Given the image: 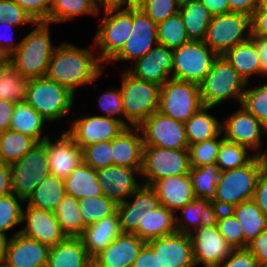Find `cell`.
I'll list each match as a JSON object with an SVG mask.
<instances>
[{
    "label": "cell",
    "mask_w": 267,
    "mask_h": 267,
    "mask_svg": "<svg viewBox=\"0 0 267 267\" xmlns=\"http://www.w3.org/2000/svg\"><path fill=\"white\" fill-rule=\"evenodd\" d=\"M101 65L91 50L65 42L55 48L46 77L76 94V87L86 86L102 75Z\"/></svg>",
    "instance_id": "6da1fadb"
},
{
    "label": "cell",
    "mask_w": 267,
    "mask_h": 267,
    "mask_svg": "<svg viewBox=\"0 0 267 267\" xmlns=\"http://www.w3.org/2000/svg\"><path fill=\"white\" fill-rule=\"evenodd\" d=\"M50 23L36 22L35 28L20 41L19 48L7 58L19 73L32 79L46 76L56 48L51 43Z\"/></svg>",
    "instance_id": "7a4b0ae2"
},
{
    "label": "cell",
    "mask_w": 267,
    "mask_h": 267,
    "mask_svg": "<svg viewBox=\"0 0 267 267\" xmlns=\"http://www.w3.org/2000/svg\"><path fill=\"white\" fill-rule=\"evenodd\" d=\"M261 156L255 157L245 166L220 172L214 210H231L241 202L251 200L260 172L265 168Z\"/></svg>",
    "instance_id": "3957f363"
},
{
    "label": "cell",
    "mask_w": 267,
    "mask_h": 267,
    "mask_svg": "<svg viewBox=\"0 0 267 267\" xmlns=\"http://www.w3.org/2000/svg\"><path fill=\"white\" fill-rule=\"evenodd\" d=\"M245 89L246 82L223 55L214 60L210 71L199 84L203 106L214 107L230 98L240 103Z\"/></svg>",
    "instance_id": "277c9868"
},
{
    "label": "cell",
    "mask_w": 267,
    "mask_h": 267,
    "mask_svg": "<svg viewBox=\"0 0 267 267\" xmlns=\"http://www.w3.org/2000/svg\"><path fill=\"white\" fill-rule=\"evenodd\" d=\"M104 17L95 35L94 46L100 50L98 55L102 63L110 61L121 51L132 32V5L106 6Z\"/></svg>",
    "instance_id": "5b68a950"
},
{
    "label": "cell",
    "mask_w": 267,
    "mask_h": 267,
    "mask_svg": "<svg viewBox=\"0 0 267 267\" xmlns=\"http://www.w3.org/2000/svg\"><path fill=\"white\" fill-rule=\"evenodd\" d=\"M75 94L46 76L30 79L26 102L47 122L62 119L70 112Z\"/></svg>",
    "instance_id": "8992f818"
},
{
    "label": "cell",
    "mask_w": 267,
    "mask_h": 267,
    "mask_svg": "<svg viewBox=\"0 0 267 267\" xmlns=\"http://www.w3.org/2000/svg\"><path fill=\"white\" fill-rule=\"evenodd\" d=\"M121 83L123 112L127 119V128L138 127L158 110L161 86L137 79L127 71L122 73Z\"/></svg>",
    "instance_id": "52a82bcc"
},
{
    "label": "cell",
    "mask_w": 267,
    "mask_h": 267,
    "mask_svg": "<svg viewBox=\"0 0 267 267\" xmlns=\"http://www.w3.org/2000/svg\"><path fill=\"white\" fill-rule=\"evenodd\" d=\"M251 29V16L247 14L230 12L213 15L204 43L218 56H222L234 46L251 39Z\"/></svg>",
    "instance_id": "ba28073f"
},
{
    "label": "cell",
    "mask_w": 267,
    "mask_h": 267,
    "mask_svg": "<svg viewBox=\"0 0 267 267\" xmlns=\"http://www.w3.org/2000/svg\"><path fill=\"white\" fill-rule=\"evenodd\" d=\"M9 167L12 193L26 202L38 184L50 173L46 143L37 142L30 151Z\"/></svg>",
    "instance_id": "9c48e42d"
},
{
    "label": "cell",
    "mask_w": 267,
    "mask_h": 267,
    "mask_svg": "<svg viewBox=\"0 0 267 267\" xmlns=\"http://www.w3.org/2000/svg\"><path fill=\"white\" fill-rule=\"evenodd\" d=\"M202 106L195 83L170 78L160 87L157 111L176 121L185 123Z\"/></svg>",
    "instance_id": "30bf717a"
},
{
    "label": "cell",
    "mask_w": 267,
    "mask_h": 267,
    "mask_svg": "<svg viewBox=\"0 0 267 267\" xmlns=\"http://www.w3.org/2000/svg\"><path fill=\"white\" fill-rule=\"evenodd\" d=\"M218 55L204 41H194L173 49L171 78L199 85Z\"/></svg>",
    "instance_id": "8fae6325"
},
{
    "label": "cell",
    "mask_w": 267,
    "mask_h": 267,
    "mask_svg": "<svg viewBox=\"0 0 267 267\" xmlns=\"http://www.w3.org/2000/svg\"><path fill=\"white\" fill-rule=\"evenodd\" d=\"M190 168L188 149H167L144 145L140 176L144 177L145 185L152 186L161 178L188 174Z\"/></svg>",
    "instance_id": "7c38bea8"
},
{
    "label": "cell",
    "mask_w": 267,
    "mask_h": 267,
    "mask_svg": "<svg viewBox=\"0 0 267 267\" xmlns=\"http://www.w3.org/2000/svg\"><path fill=\"white\" fill-rule=\"evenodd\" d=\"M144 145L188 149L185 124L155 111L139 126Z\"/></svg>",
    "instance_id": "4fadbf2b"
},
{
    "label": "cell",
    "mask_w": 267,
    "mask_h": 267,
    "mask_svg": "<svg viewBox=\"0 0 267 267\" xmlns=\"http://www.w3.org/2000/svg\"><path fill=\"white\" fill-rule=\"evenodd\" d=\"M195 266L216 267L234 250L218 231L214 220L206 222L190 233Z\"/></svg>",
    "instance_id": "5bb4252c"
},
{
    "label": "cell",
    "mask_w": 267,
    "mask_h": 267,
    "mask_svg": "<svg viewBox=\"0 0 267 267\" xmlns=\"http://www.w3.org/2000/svg\"><path fill=\"white\" fill-rule=\"evenodd\" d=\"M158 44L157 24L136 5H132V32L121 51L110 62H134Z\"/></svg>",
    "instance_id": "9a60e30c"
},
{
    "label": "cell",
    "mask_w": 267,
    "mask_h": 267,
    "mask_svg": "<svg viewBox=\"0 0 267 267\" xmlns=\"http://www.w3.org/2000/svg\"><path fill=\"white\" fill-rule=\"evenodd\" d=\"M63 132L54 142L50 137L44 142L49 172L64 180L83 162V150L67 131Z\"/></svg>",
    "instance_id": "2e32d148"
},
{
    "label": "cell",
    "mask_w": 267,
    "mask_h": 267,
    "mask_svg": "<svg viewBox=\"0 0 267 267\" xmlns=\"http://www.w3.org/2000/svg\"><path fill=\"white\" fill-rule=\"evenodd\" d=\"M130 197L132 201L117 204L121 233H135L146 215L160 205L156 190L143 183Z\"/></svg>",
    "instance_id": "e0dca14e"
},
{
    "label": "cell",
    "mask_w": 267,
    "mask_h": 267,
    "mask_svg": "<svg viewBox=\"0 0 267 267\" xmlns=\"http://www.w3.org/2000/svg\"><path fill=\"white\" fill-rule=\"evenodd\" d=\"M23 223L25 226L19 230V233L50 247L67 238L54 212L27 206L26 210H22V225Z\"/></svg>",
    "instance_id": "ac0fdd59"
},
{
    "label": "cell",
    "mask_w": 267,
    "mask_h": 267,
    "mask_svg": "<svg viewBox=\"0 0 267 267\" xmlns=\"http://www.w3.org/2000/svg\"><path fill=\"white\" fill-rule=\"evenodd\" d=\"M225 119L222 124L224 138L250 150L259 151L261 135L267 134V130L255 116L240 106V109Z\"/></svg>",
    "instance_id": "d6986e66"
},
{
    "label": "cell",
    "mask_w": 267,
    "mask_h": 267,
    "mask_svg": "<svg viewBox=\"0 0 267 267\" xmlns=\"http://www.w3.org/2000/svg\"><path fill=\"white\" fill-rule=\"evenodd\" d=\"M146 243L158 253L159 267H196L189 234L175 232Z\"/></svg>",
    "instance_id": "ffe728a7"
},
{
    "label": "cell",
    "mask_w": 267,
    "mask_h": 267,
    "mask_svg": "<svg viewBox=\"0 0 267 267\" xmlns=\"http://www.w3.org/2000/svg\"><path fill=\"white\" fill-rule=\"evenodd\" d=\"M134 63L133 68L127 71L129 74L137 79L162 86L171 78L173 49L158 44Z\"/></svg>",
    "instance_id": "44dd1931"
},
{
    "label": "cell",
    "mask_w": 267,
    "mask_h": 267,
    "mask_svg": "<svg viewBox=\"0 0 267 267\" xmlns=\"http://www.w3.org/2000/svg\"><path fill=\"white\" fill-rule=\"evenodd\" d=\"M125 127L118 121L101 115L85 116L73 121L67 132L83 149L93 143L111 141Z\"/></svg>",
    "instance_id": "7402d4cb"
},
{
    "label": "cell",
    "mask_w": 267,
    "mask_h": 267,
    "mask_svg": "<svg viewBox=\"0 0 267 267\" xmlns=\"http://www.w3.org/2000/svg\"><path fill=\"white\" fill-rule=\"evenodd\" d=\"M16 231L10 237L5 267H47L50 246Z\"/></svg>",
    "instance_id": "603a6c76"
},
{
    "label": "cell",
    "mask_w": 267,
    "mask_h": 267,
    "mask_svg": "<svg viewBox=\"0 0 267 267\" xmlns=\"http://www.w3.org/2000/svg\"><path fill=\"white\" fill-rule=\"evenodd\" d=\"M141 169L110 165L96 170L103 194L116 204L124 202L141 186L134 178V174H140Z\"/></svg>",
    "instance_id": "cb8c5ba5"
},
{
    "label": "cell",
    "mask_w": 267,
    "mask_h": 267,
    "mask_svg": "<svg viewBox=\"0 0 267 267\" xmlns=\"http://www.w3.org/2000/svg\"><path fill=\"white\" fill-rule=\"evenodd\" d=\"M145 243L134 233H120L92 261L98 267H131Z\"/></svg>",
    "instance_id": "d4e9b609"
},
{
    "label": "cell",
    "mask_w": 267,
    "mask_h": 267,
    "mask_svg": "<svg viewBox=\"0 0 267 267\" xmlns=\"http://www.w3.org/2000/svg\"><path fill=\"white\" fill-rule=\"evenodd\" d=\"M143 138L139 127L124 128L112 139L113 165L127 168H142Z\"/></svg>",
    "instance_id": "484cf974"
},
{
    "label": "cell",
    "mask_w": 267,
    "mask_h": 267,
    "mask_svg": "<svg viewBox=\"0 0 267 267\" xmlns=\"http://www.w3.org/2000/svg\"><path fill=\"white\" fill-rule=\"evenodd\" d=\"M152 187L160 204L174 212L196 198L188 174L161 178Z\"/></svg>",
    "instance_id": "4316f807"
},
{
    "label": "cell",
    "mask_w": 267,
    "mask_h": 267,
    "mask_svg": "<svg viewBox=\"0 0 267 267\" xmlns=\"http://www.w3.org/2000/svg\"><path fill=\"white\" fill-rule=\"evenodd\" d=\"M121 233L117 211L102 220L86 226L81 239L89 254L93 259Z\"/></svg>",
    "instance_id": "83f0119b"
},
{
    "label": "cell",
    "mask_w": 267,
    "mask_h": 267,
    "mask_svg": "<svg viewBox=\"0 0 267 267\" xmlns=\"http://www.w3.org/2000/svg\"><path fill=\"white\" fill-rule=\"evenodd\" d=\"M80 237H67L50 248L47 267H89L92 263Z\"/></svg>",
    "instance_id": "f1b7e54d"
},
{
    "label": "cell",
    "mask_w": 267,
    "mask_h": 267,
    "mask_svg": "<svg viewBox=\"0 0 267 267\" xmlns=\"http://www.w3.org/2000/svg\"><path fill=\"white\" fill-rule=\"evenodd\" d=\"M235 68L239 76L249 84L251 75H262L263 68L257 46L252 39L234 46L223 55Z\"/></svg>",
    "instance_id": "f546056e"
},
{
    "label": "cell",
    "mask_w": 267,
    "mask_h": 267,
    "mask_svg": "<svg viewBox=\"0 0 267 267\" xmlns=\"http://www.w3.org/2000/svg\"><path fill=\"white\" fill-rule=\"evenodd\" d=\"M177 232L175 212L164 205H159L149 212L134 233L145 242Z\"/></svg>",
    "instance_id": "4dcf8cb0"
},
{
    "label": "cell",
    "mask_w": 267,
    "mask_h": 267,
    "mask_svg": "<svg viewBox=\"0 0 267 267\" xmlns=\"http://www.w3.org/2000/svg\"><path fill=\"white\" fill-rule=\"evenodd\" d=\"M65 194L77 200L104 195L98 182L96 170L82 162L64 179Z\"/></svg>",
    "instance_id": "1f68e13d"
},
{
    "label": "cell",
    "mask_w": 267,
    "mask_h": 267,
    "mask_svg": "<svg viewBox=\"0 0 267 267\" xmlns=\"http://www.w3.org/2000/svg\"><path fill=\"white\" fill-rule=\"evenodd\" d=\"M213 106H202L184 124L189 145H193L222 133V123L219 122L207 110Z\"/></svg>",
    "instance_id": "d6a6232c"
},
{
    "label": "cell",
    "mask_w": 267,
    "mask_h": 267,
    "mask_svg": "<svg viewBox=\"0 0 267 267\" xmlns=\"http://www.w3.org/2000/svg\"><path fill=\"white\" fill-rule=\"evenodd\" d=\"M65 196L64 180L49 173L27 199V206L54 212Z\"/></svg>",
    "instance_id": "836d02e7"
},
{
    "label": "cell",
    "mask_w": 267,
    "mask_h": 267,
    "mask_svg": "<svg viewBox=\"0 0 267 267\" xmlns=\"http://www.w3.org/2000/svg\"><path fill=\"white\" fill-rule=\"evenodd\" d=\"M179 13L182 16L188 38L194 41H204L212 19L211 13L198 0L180 3Z\"/></svg>",
    "instance_id": "e575fe53"
},
{
    "label": "cell",
    "mask_w": 267,
    "mask_h": 267,
    "mask_svg": "<svg viewBox=\"0 0 267 267\" xmlns=\"http://www.w3.org/2000/svg\"><path fill=\"white\" fill-rule=\"evenodd\" d=\"M230 211L242 226L244 248L262 231L267 230V216L262 213L253 199L239 203Z\"/></svg>",
    "instance_id": "d590c367"
},
{
    "label": "cell",
    "mask_w": 267,
    "mask_h": 267,
    "mask_svg": "<svg viewBox=\"0 0 267 267\" xmlns=\"http://www.w3.org/2000/svg\"><path fill=\"white\" fill-rule=\"evenodd\" d=\"M178 210L181 211L182 216V218H179L175 215L176 230L179 233L190 234L213 219L214 208L212 202L207 199L195 198Z\"/></svg>",
    "instance_id": "8d00e7d4"
},
{
    "label": "cell",
    "mask_w": 267,
    "mask_h": 267,
    "mask_svg": "<svg viewBox=\"0 0 267 267\" xmlns=\"http://www.w3.org/2000/svg\"><path fill=\"white\" fill-rule=\"evenodd\" d=\"M45 122L47 121L32 106L26 101H20L15 104L10 129L26 134L37 142H43L49 137H42Z\"/></svg>",
    "instance_id": "74e56055"
},
{
    "label": "cell",
    "mask_w": 267,
    "mask_h": 267,
    "mask_svg": "<svg viewBox=\"0 0 267 267\" xmlns=\"http://www.w3.org/2000/svg\"><path fill=\"white\" fill-rule=\"evenodd\" d=\"M29 82L7 59H0V99L26 101Z\"/></svg>",
    "instance_id": "f35d334b"
},
{
    "label": "cell",
    "mask_w": 267,
    "mask_h": 267,
    "mask_svg": "<svg viewBox=\"0 0 267 267\" xmlns=\"http://www.w3.org/2000/svg\"><path fill=\"white\" fill-rule=\"evenodd\" d=\"M37 143L32 137L14 130L0 132V163L17 162Z\"/></svg>",
    "instance_id": "ab89813d"
},
{
    "label": "cell",
    "mask_w": 267,
    "mask_h": 267,
    "mask_svg": "<svg viewBox=\"0 0 267 267\" xmlns=\"http://www.w3.org/2000/svg\"><path fill=\"white\" fill-rule=\"evenodd\" d=\"M100 7L95 0H52L48 23H62L80 15H98Z\"/></svg>",
    "instance_id": "60d3db41"
},
{
    "label": "cell",
    "mask_w": 267,
    "mask_h": 267,
    "mask_svg": "<svg viewBox=\"0 0 267 267\" xmlns=\"http://www.w3.org/2000/svg\"><path fill=\"white\" fill-rule=\"evenodd\" d=\"M220 172L216 163L190 168L188 176L196 198L207 199L210 202L215 199Z\"/></svg>",
    "instance_id": "b9f144b4"
},
{
    "label": "cell",
    "mask_w": 267,
    "mask_h": 267,
    "mask_svg": "<svg viewBox=\"0 0 267 267\" xmlns=\"http://www.w3.org/2000/svg\"><path fill=\"white\" fill-rule=\"evenodd\" d=\"M54 214L67 237H81L86 226L81 219L79 202L76 198L65 194Z\"/></svg>",
    "instance_id": "7bdbcfd3"
},
{
    "label": "cell",
    "mask_w": 267,
    "mask_h": 267,
    "mask_svg": "<svg viewBox=\"0 0 267 267\" xmlns=\"http://www.w3.org/2000/svg\"><path fill=\"white\" fill-rule=\"evenodd\" d=\"M79 212L85 226L94 224L117 211V204L105 195L78 200Z\"/></svg>",
    "instance_id": "ee69618b"
},
{
    "label": "cell",
    "mask_w": 267,
    "mask_h": 267,
    "mask_svg": "<svg viewBox=\"0 0 267 267\" xmlns=\"http://www.w3.org/2000/svg\"><path fill=\"white\" fill-rule=\"evenodd\" d=\"M157 34L159 44L170 49L178 48L190 41L179 12L158 23Z\"/></svg>",
    "instance_id": "f6af8a7d"
},
{
    "label": "cell",
    "mask_w": 267,
    "mask_h": 267,
    "mask_svg": "<svg viewBox=\"0 0 267 267\" xmlns=\"http://www.w3.org/2000/svg\"><path fill=\"white\" fill-rule=\"evenodd\" d=\"M247 149L224 138L219 147L216 165L221 172L245 166L255 157V154L249 156Z\"/></svg>",
    "instance_id": "bcb514c9"
},
{
    "label": "cell",
    "mask_w": 267,
    "mask_h": 267,
    "mask_svg": "<svg viewBox=\"0 0 267 267\" xmlns=\"http://www.w3.org/2000/svg\"><path fill=\"white\" fill-rule=\"evenodd\" d=\"M218 231L234 249H244L242 226L230 210H214Z\"/></svg>",
    "instance_id": "7dc6e473"
},
{
    "label": "cell",
    "mask_w": 267,
    "mask_h": 267,
    "mask_svg": "<svg viewBox=\"0 0 267 267\" xmlns=\"http://www.w3.org/2000/svg\"><path fill=\"white\" fill-rule=\"evenodd\" d=\"M241 106L255 116L267 130V83L245 90Z\"/></svg>",
    "instance_id": "c3c4849f"
},
{
    "label": "cell",
    "mask_w": 267,
    "mask_h": 267,
    "mask_svg": "<svg viewBox=\"0 0 267 267\" xmlns=\"http://www.w3.org/2000/svg\"><path fill=\"white\" fill-rule=\"evenodd\" d=\"M24 201L15 194L0 197V233L6 235L7 231L22 224V210L20 204Z\"/></svg>",
    "instance_id": "681fc988"
},
{
    "label": "cell",
    "mask_w": 267,
    "mask_h": 267,
    "mask_svg": "<svg viewBox=\"0 0 267 267\" xmlns=\"http://www.w3.org/2000/svg\"><path fill=\"white\" fill-rule=\"evenodd\" d=\"M221 133L215 138H211L193 145H189V159L191 167L214 164L217 161L218 151L224 136Z\"/></svg>",
    "instance_id": "f907efd6"
},
{
    "label": "cell",
    "mask_w": 267,
    "mask_h": 267,
    "mask_svg": "<svg viewBox=\"0 0 267 267\" xmlns=\"http://www.w3.org/2000/svg\"><path fill=\"white\" fill-rule=\"evenodd\" d=\"M176 0H138L136 6L156 24L179 12Z\"/></svg>",
    "instance_id": "816d5d0a"
},
{
    "label": "cell",
    "mask_w": 267,
    "mask_h": 267,
    "mask_svg": "<svg viewBox=\"0 0 267 267\" xmlns=\"http://www.w3.org/2000/svg\"><path fill=\"white\" fill-rule=\"evenodd\" d=\"M82 150L83 162L95 170L113 165L112 140L93 143L85 146Z\"/></svg>",
    "instance_id": "f5cc1de1"
},
{
    "label": "cell",
    "mask_w": 267,
    "mask_h": 267,
    "mask_svg": "<svg viewBox=\"0 0 267 267\" xmlns=\"http://www.w3.org/2000/svg\"><path fill=\"white\" fill-rule=\"evenodd\" d=\"M98 102L99 108L105 112V115L101 116L118 120L125 128H127V120H125V115L123 112L122 93L120 88L112 89L103 93L99 97ZM114 116H118L119 118ZM122 117L124 120L121 119Z\"/></svg>",
    "instance_id": "db71d44e"
},
{
    "label": "cell",
    "mask_w": 267,
    "mask_h": 267,
    "mask_svg": "<svg viewBox=\"0 0 267 267\" xmlns=\"http://www.w3.org/2000/svg\"><path fill=\"white\" fill-rule=\"evenodd\" d=\"M35 22H47L52 0H14Z\"/></svg>",
    "instance_id": "11a10c76"
},
{
    "label": "cell",
    "mask_w": 267,
    "mask_h": 267,
    "mask_svg": "<svg viewBox=\"0 0 267 267\" xmlns=\"http://www.w3.org/2000/svg\"><path fill=\"white\" fill-rule=\"evenodd\" d=\"M216 267H261L256 258L246 248L234 249L232 253Z\"/></svg>",
    "instance_id": "9f6ffc18"
},
{
    "label": "cell",
    "mask_w": 267,
    "mask_h": 267,
    "mask_svg": "<svg viewBox=\"0 0 267 267\" xmlns=\"http://www.w3.org/2000/svg\"><path fill=\"white\" fill-rule=\"evenodd\" d=\"M5 22L15 27L27 23L34 26L36 23L14 0H7Z\"/></svg>",
    "instance_id": "6f0895ef"
},
{
    "label": "cell",
    "mask_w": 267,
    "mask_h": 267,
    "mask_svg": "<svg viewBox=\"0 0 267 267\" xmlns=\"http://www.w3.org/2000/svg\"><path fill=\"white\" fill-rule=\"evenodd\" d=\"M246 249L253 254L260 266L267 264V230L262 231L250 241Z\"/></svg>",
    "instance_id": "680465c9"
},
{
    "label": "cell",
    "mask_w": 267,
    "mask_h": 267,
    "mask_svg": "<svg viewBox=\"0 0 267 267\" xmlns=\"http://www.w3.org/2000/svg\"><path fill=\"white\" fill-rule=\"evenodd\" d=\"M252 37L267 39V7H257L251 16Z\"/></svg>",
    "instance_id": "91938a15"
},
{
    "label": "cell",
    "mask_w": 267,
    "mask_h": 267,
    "mask_svg": "<svg viewBox=\"0 0 267 267\" xmlns=\"http://www.w3.org/2000/svg\"><path fill=\"white\" fill-rule=\"evenodd\" d=\"M252 199L261 209L262 213L267 216V167L259 174Z\"/></svg>",
    "instance_id": "94428289"
},
{
    "label": "cell",
    "mask_w": 267,
    "mask_h": 267,
    "mask_svg": "<svg viewBox=\"0 0 267 267\" xmlns=\"http://www.w3.org/2000/svg\"><path fill=\"white\" fill-rule=\"evenodd\" d=\"M131 267H159L158 253L145 243Z\"/></svg>",
    "instance_id": "6125c7cd"
},
{
    "label": "cell",
    "mask_w": 267,
    "mask_h": 267,
    "mask_svg": "<svg viewBox=\"0 0 267 267\" xmlns=\"http://www.w3.org/2000/svg\"><path fill=\"white\" fill-rule=\"evenodd\" d=\"M15 102L0 99V132L10 129Z\"/></svg>",
    "instance_id": "be15d7a7"
},
{
    "label": "cell",
    "mask_w": 267,
    "mask_h": 267,
    "mask_svg": "<svg viewBox=\"0 0 267 267\" xmlns=\"http://www.w3.org/2000/svg\"><path fill=\"white\" fill-rule=\"evenodd\" d=\"M230 11L252 16L258 7V0H228Z\"/></svg>",
    "instance_id": "e7e4bbea"
},
{
    "label": "cell",
    "mask_w": 267,
    "mask_h": 267,
    "mask_svg": "<svg viewBox=\"0 0 267 267\" xmlns=\"http://www.w3.org/2000/svg\"><path fill=\"white\" fill-rule=\"evenodd\" d=\"M3 26H7V27H12L13 25L8 24L6 22L0 23V27L3 28ZM13 33V32H12ZM2 34L0 33V59H7L9 58L20 46V42L17 44H14V39H13V35L11 36V38L9 37V39H6L4 41V37L1 38ZM3 39V40H2Z\"/></svg>",
    "instance_id": "03108f58"
},
{
    "label": "cell",
    "mask_w": 267,
    "mask_h": 267,
    "mask_svg": "<svg viewBox=\"0 0 267 267\" xmlns=\"http://www.w3.org/2000/svg\"><path fill=\"white\" fill-rule=\"evenodd\" d=\"M211 15H222L230 13L228 0H198Z\"/></svg>",
    "instance_id": "003e7915"
},
{
    "label": "cell",
    "mask_w": 267,
    "mask_h": 267,
    "mask_svg": "<svg viewBox=\"0 0 267 267\" xmlns=\"http://www.w3.org/2000/svg\"><path fill=\"white\" fill-rule=\"evenodd\" d=\"M12 193V181L9 164L0 163V197Z\"/></svg>",
    "instance_id": "a7ac6f4b"
},
{
    "label": "cell",
    "mask_w": 267,
    "mask_h": 267,
    "mask_svg": "<svg viewBox=\"0 0 267 267\" xmlns=\"http://www.w3.org/2000/svg\"><path fill=\"white\" fill-rule=\"evenodd\" d=\"M256 46L261 59V65L263 68V76L267 77V39H261L258 37L251 38Z\"/></svg>",
    "instance_id": "89a4df30"
},
{
    "label": "cell",
    "mask_w": 267,
    "mask_h": 267,
    "mask_svg": "<svg viewBox=\"0 0 267 267\" xmlns=\"http://www.w3.org/2000/svg\"><path fill=\"white\" fill-rule=\"evenodd\" d=\"M7 235L0 233V266L5 265L7 246L10 238H6Z\"/></svg>",
    "instance_id": "2644e50d"
},
{
    "label": "cell",
    "mask_w": 267,
    "mask_h": 267,
    "mask_svg": "<svg viewBox=\"0 0 267 267\" xmlns=\"http://www.w3.org/2000/svg\"><path fill=\"white\" fill-rule=\"evenodd\" d=\"M138 0H109V6L136 5Z\"/></svg>",
    "instance_id": "8c879c8a"
},
{
    "label": "cell",
    "mask_w": 267,
    "mask_h": 267,
    "mask_svg": "<svg viewBox=\"0 0 267 267\" xmlns=\"http://www.w3.org/2000/svg\"><path fill=\"white\" fill-rule=\"evenodd\" d=\"M7 0H0V23L5 22Z\"/></svg>",
    "instance_id": "753ad0ef"
},
{
    "label": "cell",
    "mask_w": 267,
    "mask_h": 267,
    "mask_svg": "<svg viewBox=\"0 0 267 267\" xmlns=\"http://www.w3.org/2000/svg\"><path fill=\"white\" fill-rule=\"evenodd\" d=\"M267 135V134H266ZM255 155L261 156L263 159V162L265 163V166L267 167V150L261 151V152H255Z\"/></svg>",
    "instance_id": "34e18365"
},
{
    "label": "cell",
    "mask_w": 267,
    "mask_h": 267,
    "mask_svg": "<svg viewBox=\"0 0 267 267\" xmlns=\"http://www.w3.org/2000/svg\"><path fill=\"white\" fill-rule=\"evenodd\" d=\"M98 5H101L102 7L109 6V0H95Z\"/></svg>",
    "instance_id": "11e5206c"
},
{
    "label": "cell",
    "mask_w": 267,
    "mask_h": 267,
    "mask_svg": "<svg viewBox=\"0 0 267 267\" xmlns=\"http://www.w3.org/2000/svg\"><path fill=\"white\" fill-rule=\"evenodd\" d=\"M258 7H267V0H258Z\"/></svg>",
    "instance_id": "2a66077c"
},
{
    "label": "cell",
    "mask_w": 267,
    "mask_h": 267,
    "mask_svg": "<svg viewBox=\"0 0 267 267\" xmlns=\"http://www.w3.org/2000/svg\"><path fill=\"white\" fill-rule=\"evenodd\" d=\"M176 1L180 4V3L186 2L188 0H176Z\"/></svg>",
    "instance_id": "b9fcfbb0"
},
{
    "label": "cell",
    "mask_w": 267,
    "mask_h": 267,
    "mask_svg": "<svg viewBox=\"0 0 267 267\" xmlns=\"http://www.w3.org/2000/svg\"><path fill=\"white\" fill-rule=\"evenodd\" d=\"M89 267H98V266L92 262V263L89 265Z\"/></svg>",
    "instance_id": "09005b40"
}]
</instances>
